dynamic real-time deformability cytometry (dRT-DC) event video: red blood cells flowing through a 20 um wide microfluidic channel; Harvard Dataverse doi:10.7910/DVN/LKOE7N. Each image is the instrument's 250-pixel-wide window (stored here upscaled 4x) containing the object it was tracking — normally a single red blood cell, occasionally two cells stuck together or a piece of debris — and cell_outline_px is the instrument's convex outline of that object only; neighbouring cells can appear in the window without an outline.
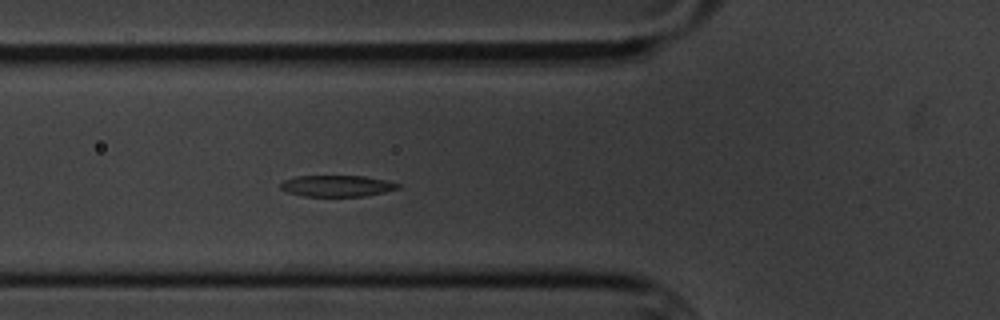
{"species": "common noctule bat (a hibernating species)", "species_latin": "Nyctalus noctula", "temperature_condition": "cold", "stored_images_in_passage": 5, "camera_frame_rate_fps": 3000, "um_per_image_px": 0.085, "animal": {"sex": "male", "body_mass_g": 20.1, "forearm_length_mm": 53.5}, "frame": {"image": 1, "passage_image": 5, "time_ms": 4.667, "image_size_px": [1000, 320], "cell_outline_px": [[400, 188], [384, 192], [364, 196], [304, 196], [288, 192], [280, 188], [280, 184], [284, 180], [296, 176], [364, 176], [388, 180], [400, 184]], "centroid_in_image_um": [28.66, 15.8], "position_along_channel_um": 97.1, "area_um2": 14.57}}